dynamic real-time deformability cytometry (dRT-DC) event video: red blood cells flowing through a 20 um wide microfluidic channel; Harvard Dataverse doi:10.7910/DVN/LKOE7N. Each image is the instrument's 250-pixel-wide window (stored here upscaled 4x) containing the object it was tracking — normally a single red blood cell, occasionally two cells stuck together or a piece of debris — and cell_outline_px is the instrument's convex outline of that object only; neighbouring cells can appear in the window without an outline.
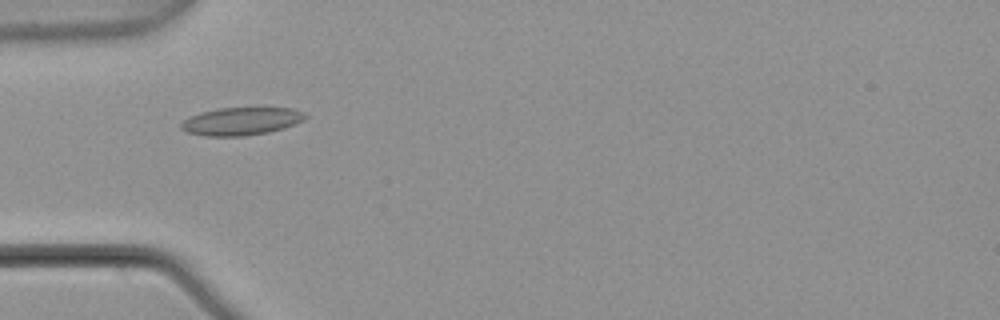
{"species": "common noctule bat (a hibernating species)", "species_latin": "Nyctalus noctula", "temperature_condition": "warm", "stored_images_in_passage": 7, "camera_frame_rate_fps": 3000, "um_per_image_px": 0.085, "animal": {"sex": "male", "body_mass_g": 21.5, "forearm_length_mm": 52.0}, "frame": {"image": 1, "passage_image": 5, "time_ms": 1.333, "image_size_px": [1000, 320], "cell_outline_px": [[308, 116], [304, 120], [296, 124], [284, 128], [268, 132], [244, 136], [204, 136], [188, 132], [180, 128], [180, 124], [188, 116], [200, 112], [216, 108], [292, 108], [304, 112]], "centroid_in_image_um": [20.5, 10.3], "position_along_channel_um": 64.5, "area_um2": 20.29}}
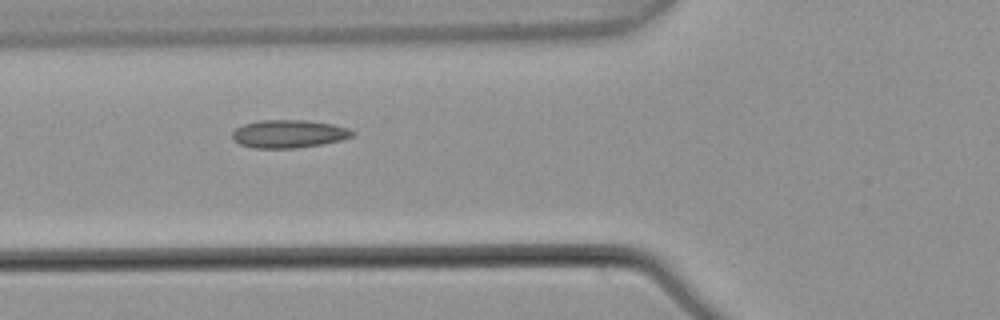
{"frame": {"image": 2, "passage_image": 6, "time_ms": 1.667, "image_size_px": [1000, 320], "cell_outline_px": [[356, 132], [352, 136], [340, 140], [320, 144], [296, 148], [256, 148], [240, 144], [232, 140], [232, 132], [236, 128], [244, 124], [260, 120], [308, 120], [332, 124], [348, 128]], "centroid_in_image_um": [24.53, 11.37], "position_along_channel_um": 101.3, "area_um2": 19.54}}
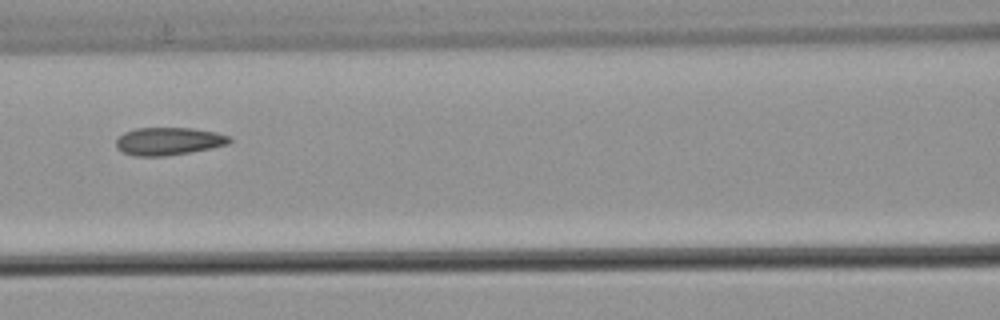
{"frame": {"image": 3, "passage_image": 7, "time_ms": 2.0, "image_size_px": [1000, 320], "cell_outline_px": [[232, 140], [228, 144], [188, 152], [164, 156], [132, 156], [116, 148], [116, 140], [124, 132], [136, 128], [192, 128], [216, 132], [228, 136]], "centroid_in_image_um": [14.29, 12.0], "position_along_channel_um": 152.3, "area_um2": 18.15}}